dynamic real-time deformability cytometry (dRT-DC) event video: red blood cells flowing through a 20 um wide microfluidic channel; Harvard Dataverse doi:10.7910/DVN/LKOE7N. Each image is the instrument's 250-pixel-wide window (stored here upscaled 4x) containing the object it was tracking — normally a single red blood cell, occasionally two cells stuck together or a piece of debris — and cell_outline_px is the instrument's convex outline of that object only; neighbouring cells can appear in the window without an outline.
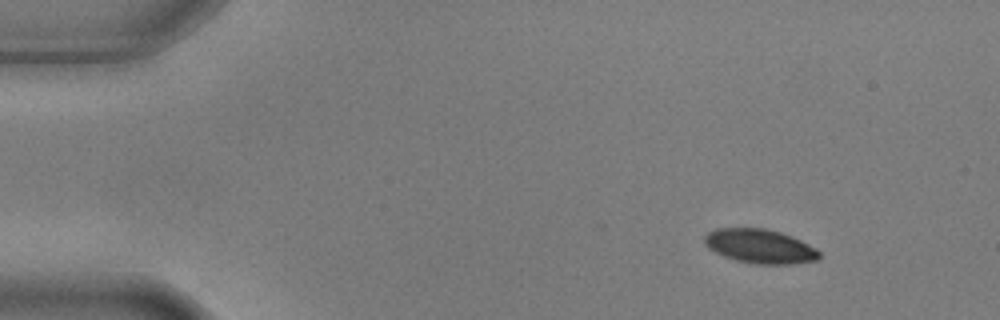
{"species": "common noctule bat (a hibernating species)", "species_latin": "Nyctalus noctula", "temperature_condition": "warm", "stored_images_in_passage": 8, "camera_frame_rate_fps": 3000, "um_per_image_px": 0.085, "animal": {"sex": "male", "body_mass_g": 17.9, "forearm_length_mm": 54.2}, "frame": {"image": 1, "passage_image": 1, "time_ms": 0.0, "image_size_px": [1000, 320], "cell_outline_px": [[820, 256], [816, 260], [792, 264], [756, 264], [736, 260], [724, 256], [708, 248], [704, 244], [704, 236], [708, 232], [716, 228], [764, 228], [780, 232], [800, 240], [816, 248], [820, 252]], "centroid_in_image_um": [64.57, 20.93], "position_along_channel_um": 20.4, "area_um2": 22.77}}
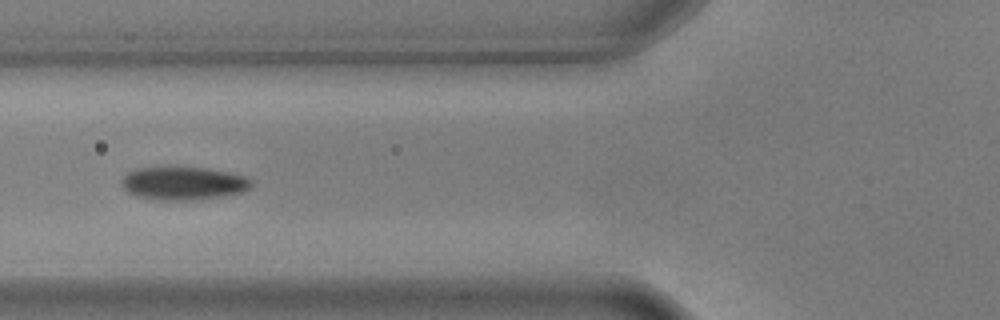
{"frame": {"image": 2, "passage_image": 5, "time_ms": 1.333, "image_size_px": [1000, 320], "cell_outline_px": [[252, 184], [244, 192], [220, 196], [184, 200], [160, 200], [136, 196], [128, 192], [124, 188], [120, 180], [128, 172], [136, 168], [208, 168], [228, 172], [244, 176], [252, 180]], "centroid_in_image_um": [15.57, 15.58], "position_along_channel_um": 110.2, "area_um2": 24.68}}
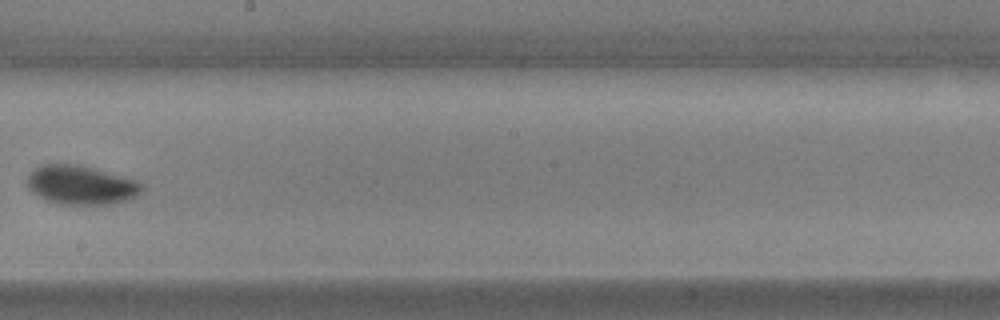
{"frame": {"image": 3, "passage_image": 8, "time_ms": 2.333, "image_size_px": [1000, 320], "cell_outline_px": [[144, 188], [136, 196], [112, 204], [60, 204], [44, 200], [32, 192], [28, 188], [28, 176], [40, 164], [76, 164], [92, 168], [136, 180], [144, 184]], "centroid_in_image_um": [6.87, 15.73], "position_along_channel_um": 241.3, "area_um2": 25.84}}